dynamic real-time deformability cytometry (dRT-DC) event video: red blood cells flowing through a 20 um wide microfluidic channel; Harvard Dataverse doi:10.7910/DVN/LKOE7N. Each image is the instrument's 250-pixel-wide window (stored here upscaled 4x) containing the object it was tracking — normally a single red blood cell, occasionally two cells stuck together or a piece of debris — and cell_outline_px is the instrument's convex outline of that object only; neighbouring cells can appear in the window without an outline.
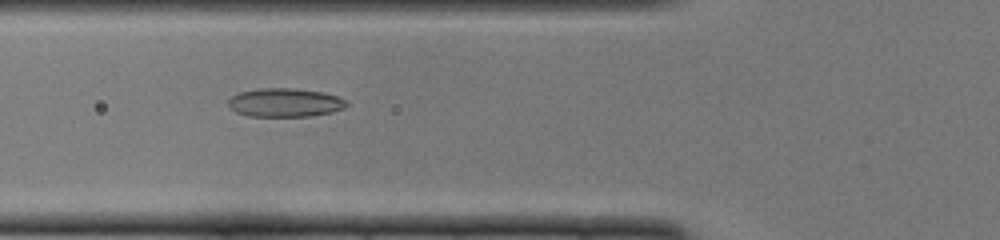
{"species": "common noctule bat (a hibernating species)", "species_latin": "Nyctalus noctula", "temperature_condition": "cold", "stored_images_in_passage": 50, "camera_frame_rate_fps": 3000, "um_per_image_px": 0.085, "animal": {"sex": "female", "body_mass_g": 22.0, "forearm_length_mm": 56.7}, "frame": {"image": 1, "passage_image": 18, "time_ms": 5.667, "image_size_px": [1000, 240], "cell_outline_px": [[348, 104], [344, 108], [332, 112], [312, 116], [248, 116], [236, 112], [228, 104], [228, 100], [232, 96], [240, 92], [260, 88], [296, 88], [320, 92], [336, 96], [348, 100]], "centroid_in_image_um": [24.24, 8.72], "position_along_channel_um": 101.6, "area_um2": 19.71}}
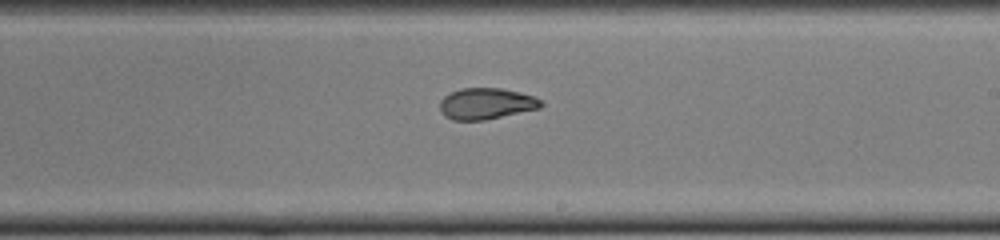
{"frame": {"image": 2, "passage_image": 29, "time_ms": 9.333, "image_size_px": [1000, 240], "cell_outline_px": [[544, 104], [540, 108], [484, 120], [452, 120], [444, 116], [440, 112], [440, 100], [444, 96], [460, 88], [500, 88], [520, 92], [536, 96]], "centroid_in_image_um": [41.32, 8.81], "position_along_channel_um": 247.7, "area_um2": 18.5}}
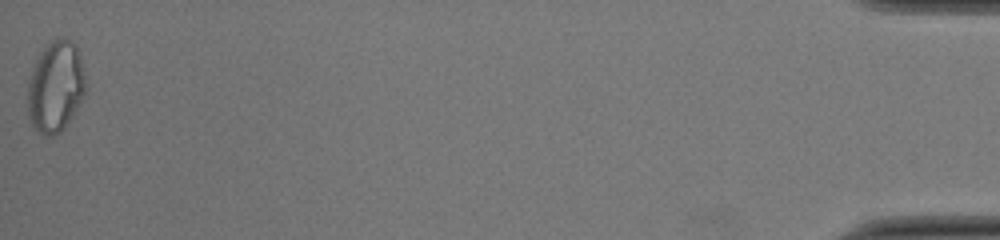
{"frame": {"image": 3, "passage_image": 50, "time_ms": 16.333, "image_size_px": [1000, 240], "cell_outline_px": [[84, 96], [72, 116], [64, 128], [60, 132], [52, 136], [44, 136], [32, 124], [28, 116], [28, 80], [32, 68], [44, 44], [52, 40], [64, 36], [72, 40], [80, 56], [84, 76]], "centroid_in_image_um": [4.7, 7.34], "position_along_channel_um": 430.5, "area_um2": 30.75}, "authors_computed_cell_mechanics": {"area_um2": 20.2878, "velocity_mm_per_s": 3.9902, "shape_relaxation_time_tau1_ms": null, "shape_relaxation_time_tau2_ms": 1.4065, "deformation_change_tau1": null, "deformation_change_tau2": 0.0735}}